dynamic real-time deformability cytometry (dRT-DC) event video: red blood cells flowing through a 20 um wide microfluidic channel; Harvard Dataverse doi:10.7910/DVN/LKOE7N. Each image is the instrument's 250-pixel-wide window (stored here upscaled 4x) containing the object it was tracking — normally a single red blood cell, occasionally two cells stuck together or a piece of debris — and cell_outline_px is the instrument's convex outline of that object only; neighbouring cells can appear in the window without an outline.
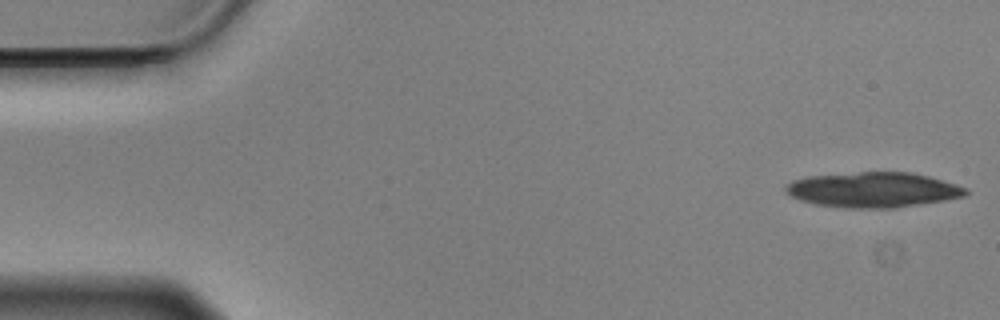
{"species": "Egyptian fruit bat (a non-hibernating species)", "species_latin": "Rousettus aegyptiacus", "temperature_condition": "cold", "stored_images_in_passage": 41, "camera_frame_rate_fps": 3000, "um_per_image_px": 0.085, "animal": {"sex": "male"}, "frame": {"image": 1, "passage_image": 1, "time_ms": 0.0, "image_size_px": [1000, 320], "cell_outline_px": [[968, 192], [964, 196], [944, 200], [896, 208], [844, 208], [816, 204], [800, 200], [784, 192], [784, 184], [792, 180], [804, 176], [860, 172], [912, 172], [928, 176], [956, 184], [968, 188]], "centroid_in_image_um": [74.17, 16.13], "position_along_channel_um": 10.8, "area_um2": 37.17}}